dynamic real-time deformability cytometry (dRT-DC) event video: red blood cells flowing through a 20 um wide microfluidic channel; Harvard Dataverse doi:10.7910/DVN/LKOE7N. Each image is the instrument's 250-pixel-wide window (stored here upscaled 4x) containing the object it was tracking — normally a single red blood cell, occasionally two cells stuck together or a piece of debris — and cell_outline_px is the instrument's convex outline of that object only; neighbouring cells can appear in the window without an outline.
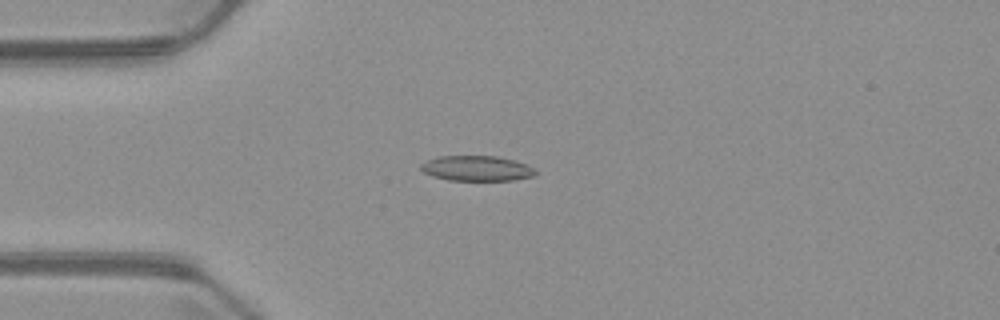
{"species": "common noctule bat (a hibernating species)", "species_latin": "Nyctalus noctula", "temperature_condition": "warm", "stored_images_in_passage": 4, "camera_frame_rate_fps": 3000, "um_per_image_px": 0.085, "animal": {"sex": "male", "body_mass_g": 23.1, "forearm_length_mm": 52.7}, "frame": {"image": 1, "passage_image": 3, "time_ms": 3.333, "image_size_px": [1000, 320], "cell_outline_px": [[536, 176], [512, 180], [448, 180], [432, 176], [424, 172], [420, 168], [420, 164], [428, 160], [440, 156], [496, 156], [512, 160], [524, 164], [532, 168], [536, 172]], "centroid_in_image_um": [40.49, 14.31], "position_along_channel_um": 44.5, "area_um2": 16.65}}